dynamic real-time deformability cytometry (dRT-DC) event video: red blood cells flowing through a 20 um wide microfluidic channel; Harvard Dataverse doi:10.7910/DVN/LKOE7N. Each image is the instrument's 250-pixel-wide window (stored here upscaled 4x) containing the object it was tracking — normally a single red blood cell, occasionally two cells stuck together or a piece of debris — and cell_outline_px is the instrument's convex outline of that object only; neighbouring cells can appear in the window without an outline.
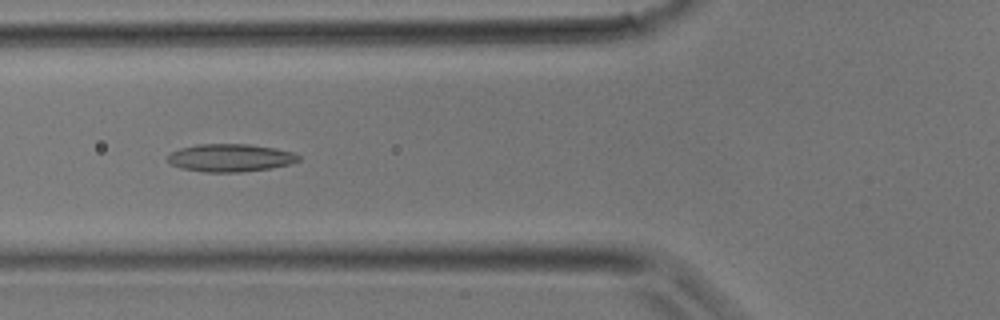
{"species": "common noctule bat (a hibernating species)", "species_latin": "Nyctalus noctula", "temperature_condition": "room temperature", "stored_images_in_passage": 35, "camera_frame_rate_fps": 3000, "um_per_image_px": 0.085, "animal": {"sex": "male", "body_mass_g": 17.9}, "frame": {"image": 1, "passage_image": 13, "time_ms": 4.0, "image_size_px": [1000, 320], "cell_outline_px": [[300, 160], [288, 164], [268, 168], [240, 172], [204, 172], [180, 168], [172, 164], [168, 160], [168, 156], [172, 152], [180, 148], [196, 144], [248, 144], [276, 148], [292, 152], [300, 156]], "centroid_in_image_um": [19.56, 13.41], "position_along_channel_um": 106.2, "area_um2": 21.04}}
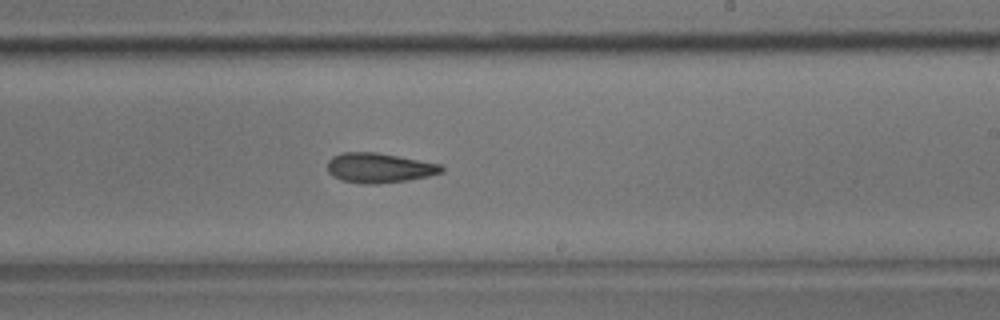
{"frame": {"image": 2, "passage_image": 21, "time_ms": 6.667, "image_size_px": [1000, 320], "cell_outline_px": [[444, 172], [428, 176], [408, 180], [376, 184], [364, 184], [340, 180], [332, 176], [328, 172], [328, 160], [332, 156], [340, 152], [376, 152], [440, 164], [444, 168]], "centroid_in_image_um": [32.2, 14.27], "position_along_channel_um": 256.8, "area_um2": 19.88}}
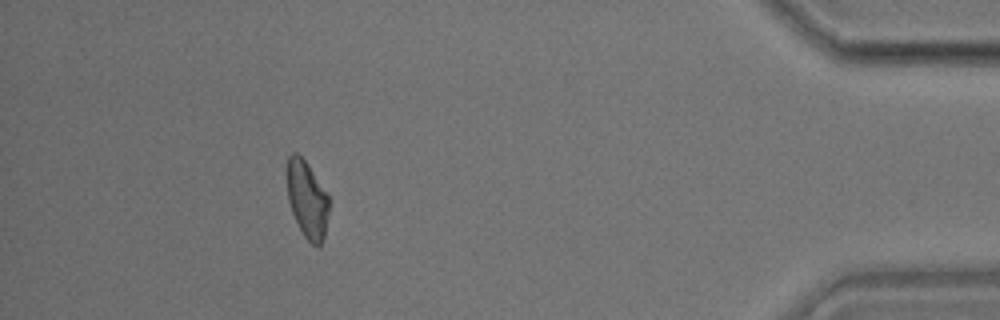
{"frame": {"image": 3, "passage_image": 32, "time_ms": 10.333, "image_size_px": [1000, 320], "cell_outline_px": [[328, 212], [324, 236], [320, 244], [316, 248], [304, 236], [292, 212], [288, 200], [288, 156], [292, 152], [296, 152], [308, 164], [328, 196]], "centroid_in_image_um": [26.1, 16.96], "position_along_channel_um": 409.1, "area_um2": 18.32}}